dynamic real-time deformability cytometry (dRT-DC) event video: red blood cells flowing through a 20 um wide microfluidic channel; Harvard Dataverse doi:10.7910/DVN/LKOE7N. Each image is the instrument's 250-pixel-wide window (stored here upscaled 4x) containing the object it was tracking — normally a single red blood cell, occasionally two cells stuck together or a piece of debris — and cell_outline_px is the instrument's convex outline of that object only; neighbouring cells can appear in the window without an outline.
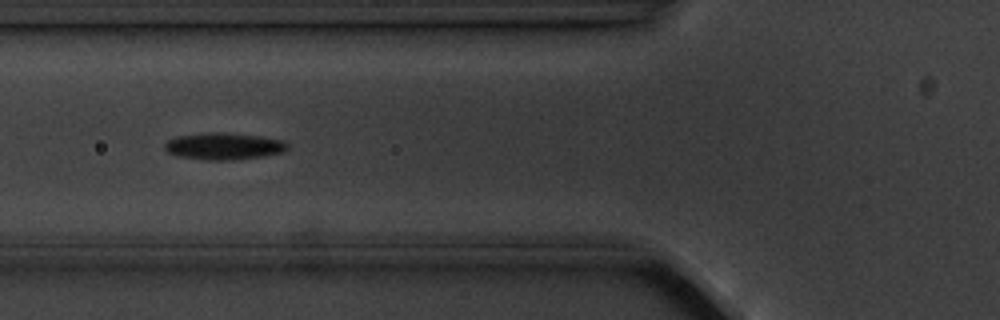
{"species": "common noctule bat (a hibernating species)", "species_latin": "Nyctalus noctula", "temperature_condition": "cold", "stored_images_in_passage": 7, "camera_frame_rate_fps": 3000, "um_per_image_px": 0.085, "animal": {"sex": "male", "body_mass_g": 20.1, "forearm_length_mm": 53.5}, "frame": {"image": 1, "passage_image": 6, "time_ms": 6.0, "image_size_px": [1000, 320], "cell_outline_px": [[288, 148], [284, 152], [264, 156], [232, 160], [208, 160], [180, 156], [168, 152], [164, 148], [164, 144], [168, 140], [176, 136], [208, 132], [224, 132], [260, 136], [284, 140], [288, 144]], "centroid_in_image_um": [19.05, 12.42], "position_along_channel_um": 106.8, "area_um2": 19.31}}